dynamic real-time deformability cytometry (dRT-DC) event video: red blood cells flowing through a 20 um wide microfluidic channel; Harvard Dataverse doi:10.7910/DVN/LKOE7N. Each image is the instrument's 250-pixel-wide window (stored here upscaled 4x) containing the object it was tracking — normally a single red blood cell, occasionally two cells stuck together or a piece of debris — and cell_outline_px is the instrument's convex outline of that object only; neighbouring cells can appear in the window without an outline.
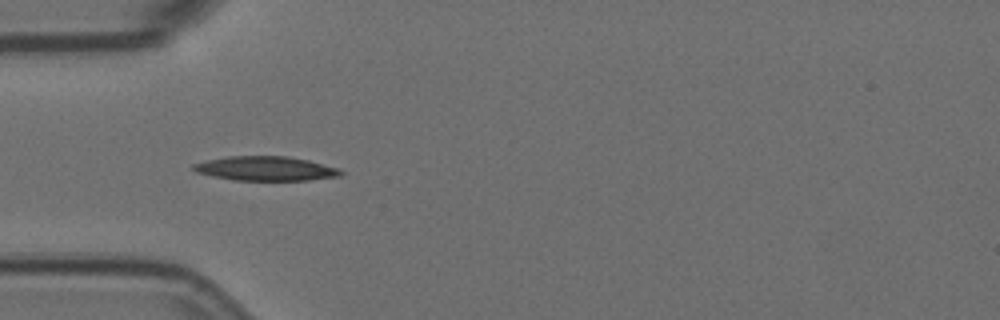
{"species": "Egyptian fruit bat (a non-hibernating species)", "species_latin": "Rousettus aegyptiacus", "temperature_condition": "room temperature", "stored_images_in_passage": 40, "camera_frame_rate_fps": 3000, "um_per_image_px": 0.085, "animal": {"sex": "female"}, "frame": {"image": 1, "passage_image": 1, "time_ms": 0.0, "image_size_px": [1000, 320], "cell_outline_px": [[344, 172], [340, 176], [308, 180], [232, 180], [212, 176], [196, 172], [192, 168], [192, 164], [208, 160], [228, 156], [288, 156], [308, 160], [340, 168]], "centroid_in_image_um": [22.6, 14.32], "position_along_channel_um": 62.4, "area_um2": 20.92}}
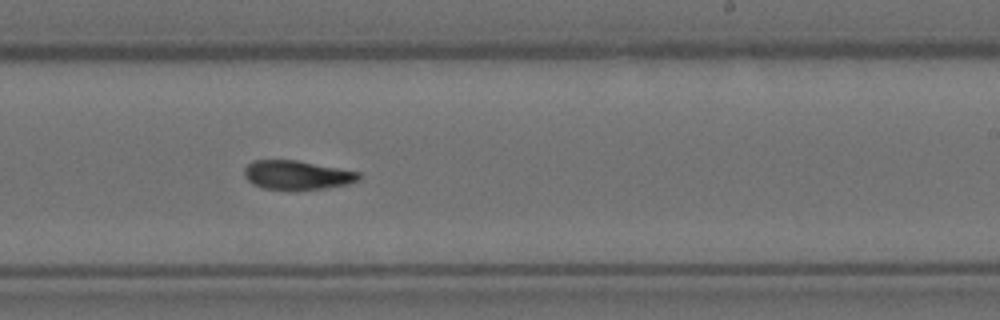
{"frame": {"image": 2, "passage_image": 18, "time_ms": 5.667, "image_size_px": [1000, 320], "cell_outline_px": [[360, 180], [348, 184], [324, 188], [296, 192], [292, 192], [264, 188], [252, 184], [244, 176], [244, 168], [248, 164], [256, 160], [296, 160], [360, 172]], "centroid_in_image_um": [25.24, 14.91], "position_along_channel_um": 263.8, "area_um2": 19.83}}
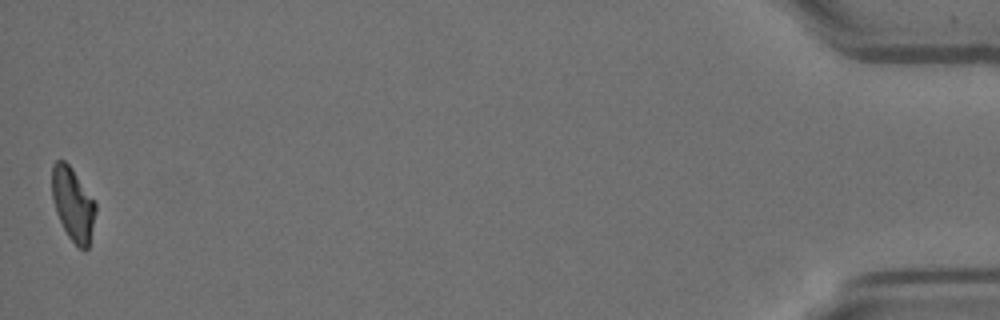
{"frame": {"image": 3, "passage_image": 40, "time_ms": 13.0, "image_size_px": [1000, 320], "cell_outline_px": [[96, 212], [88, 248], [76, 248], [68, 236], [56, 212], [52, 200], [52, 164], [56, 160], [64, 160], [72, 168], [96, 204]], "centroid_in_image_um": [6.19, 17.35], "position_along_channel_um": 429.0, "area_um2": 18.5}, "authors_computed_cell_mechanics": {"area_um2": 19.8254, "velocity_mm_per_s": 3.5762, "shape_relaxation_time_tau1_ms": 5.5657, "shape_relaxation_time_tau2_ms": 6.3093, "deformation_change_tau1": 0.1766, "deformation_change_tau2": 0.1251}}